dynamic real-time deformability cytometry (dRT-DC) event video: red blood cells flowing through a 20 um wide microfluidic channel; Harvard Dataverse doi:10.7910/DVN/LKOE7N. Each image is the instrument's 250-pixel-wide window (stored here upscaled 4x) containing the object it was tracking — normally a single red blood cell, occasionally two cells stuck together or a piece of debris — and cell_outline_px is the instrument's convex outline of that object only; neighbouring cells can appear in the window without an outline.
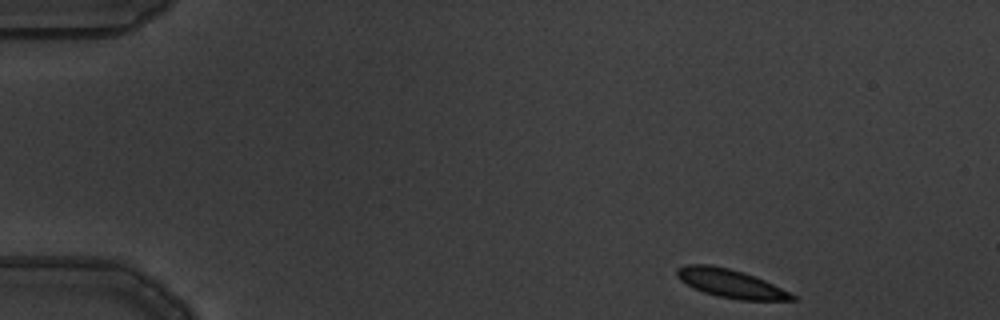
{"species": "common noctule bat (a hibernating species)", "species_latin": "Nyctalus noctula", "temperature_condition": "warm", "stored_images_in_passage": 4, "segment_of_instrument_passage": [1, 2], "camera_frame_rate_fps": 3000, "um_per_image_px": 0.085, "animal": {"sex": "male", "body_mass_g": 19.5, "forearm_length_mm": 54.6}, "frame": {"image": 1, "passage_image": 1, "time_ms": 0.0, "image_size_px": [1000, 320], "cell_outline_px": [[796, 300], [740, 300], [720, 296], [704, 292], [692, 288], [680, 280], [676, 276], [676, 268], [688, 264], [708, 264], [728, 268], [744, 272], [756, 276], [796, 296]], "centroid_in_image_um": [62.06, 24.08], "position_along_channel_um": 22.9, "area_um2": 18.96}}